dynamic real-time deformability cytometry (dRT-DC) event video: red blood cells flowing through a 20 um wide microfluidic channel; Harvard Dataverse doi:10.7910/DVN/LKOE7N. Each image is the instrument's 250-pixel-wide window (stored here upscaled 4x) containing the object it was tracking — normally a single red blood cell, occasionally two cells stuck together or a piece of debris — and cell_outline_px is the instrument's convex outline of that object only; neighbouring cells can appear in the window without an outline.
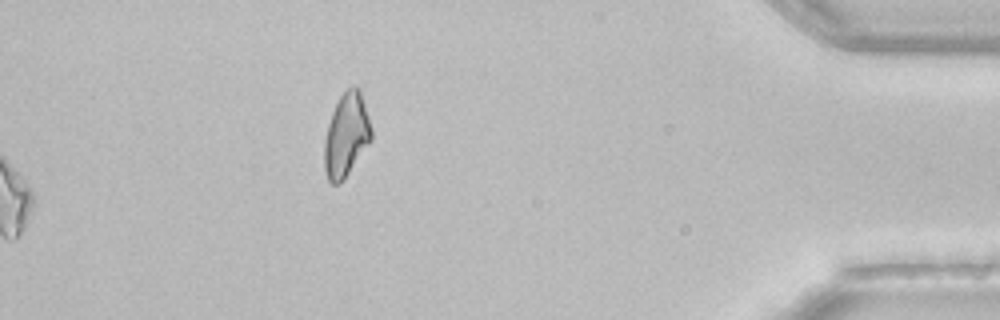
{"species": "common noctule bat (a hibernating species)", "species_latin": "Nyctalus noctula", "temperature_condition": "room temperature", "stored_images_in_passage": 43, "camera_frame_rate_fps": 3000, "um_per_image_px": 0.085, "animal": {"sex": "female", "body_mass_g": 22.7, "forearm_length_mm": 54.2}, "frame": {"image": 1, "passage_image": 43, "time_ms": 14.0, "image_size_px": [1000, 320], "cell_outline_px": [[372, 140], [344, 180], [340, 184], [332, 184], [328, 180], [324, 168], [324, 140], [328, 124], [332, 112], [340, 96], [348, 88], [360, 88], [368, 116], [372, 132]], "centroid_in_image_um": [29.43, 11.53], "position_along_channel_um": 405.8, "area_um2": 22.89}, "authors_computed_cell_mechanics": {"area_um2": 19.8254, "velocity_mm_per_s": 4.1173, "shape_relaxation_time_tau1_ms": 10.5813, "shape_relaxation_time_tau2_ms": null, "deformation_change_tau1": 0.2237, "deformation_change_tau2": null}}